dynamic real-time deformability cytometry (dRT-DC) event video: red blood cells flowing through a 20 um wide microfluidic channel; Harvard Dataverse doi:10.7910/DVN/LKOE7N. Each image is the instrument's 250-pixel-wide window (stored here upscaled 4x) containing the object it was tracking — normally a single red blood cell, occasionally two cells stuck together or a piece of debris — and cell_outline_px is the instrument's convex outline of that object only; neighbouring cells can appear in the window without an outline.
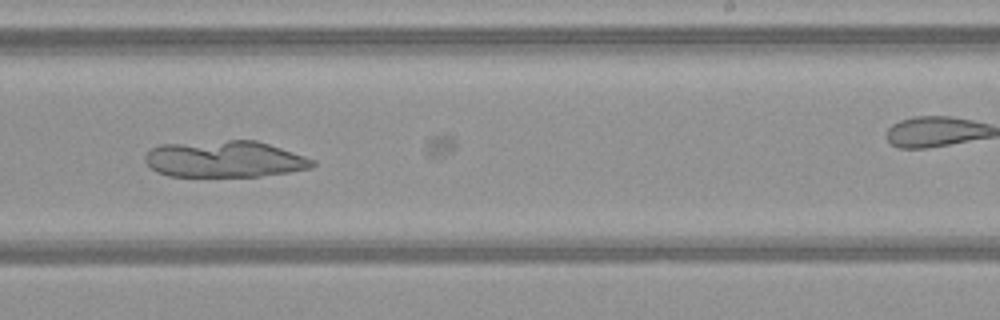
{"species": "common noctule bat (a hibernating species)", "species_latin": "Nyctalus noctula", "temperature_condition": "warm", "stored_images_in_passage": 37, "camera_frame_rate_fps": 3000, "um_per_image_px": 0.085, "animal": {"sex": "female", "body_mass_g": 21.9}, "frame": {"image": 1, "passage_image": 33, "time_ms": 10.667, "image_size_px": [1000, 320], "cell_outline_px": [[316, 164], [312, 168], [288, 172], [260, 176], [168, 176], [156, 172], [144, 160], [144, 156], [152, 148], [160, 144], [228, 140], [256, 140], [316, 160]], "centroid_in_image_um": [19.09, 13.52], "position_along_channel_um": 269.9, "area_um2": 35.6}}